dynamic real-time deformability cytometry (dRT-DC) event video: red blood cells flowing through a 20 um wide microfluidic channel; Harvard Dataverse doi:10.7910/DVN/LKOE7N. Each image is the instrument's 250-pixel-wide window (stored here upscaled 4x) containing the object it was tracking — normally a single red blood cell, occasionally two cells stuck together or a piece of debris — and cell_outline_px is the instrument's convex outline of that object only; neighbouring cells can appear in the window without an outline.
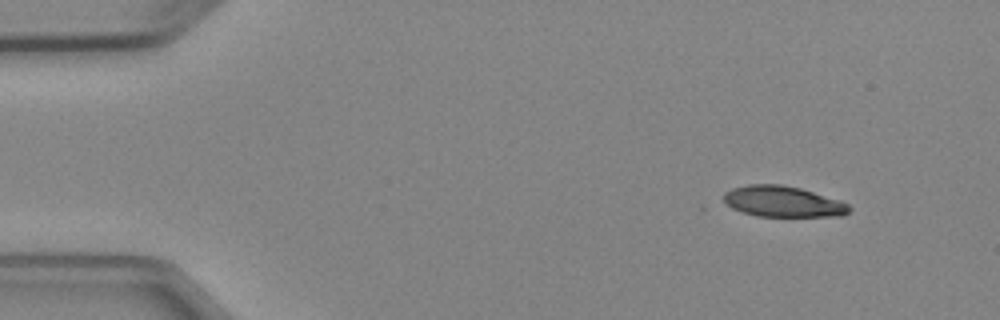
{"species": "Egyptian fruit bat (a non-hibernating species)", "species_latin": "Rousettus aegyptiacus", "temperature_condition": "cold", "stored_images_in_passage": 7, "camera_frame_rate_fps": 3000, "um_per_image_px": 0.085, "animal": {"sex": "female"}, "frame": {"image": 1, "passage_image": 1, "time_ms": 0.0, "image_size_px": [1000, 320], "cell_outline_px": [[852, 208], [848, 212], [840, 216], [756, 216], [732, 208], [724, 200], [724, 192], [732, 188], [748, 184], [780, 184], [800, 188], [840, 200], [848, 204]], "centroid_in_image_um": [66.55, 17.12], "position_along_channel_um": 18.4, "area_um2": 22.48}}
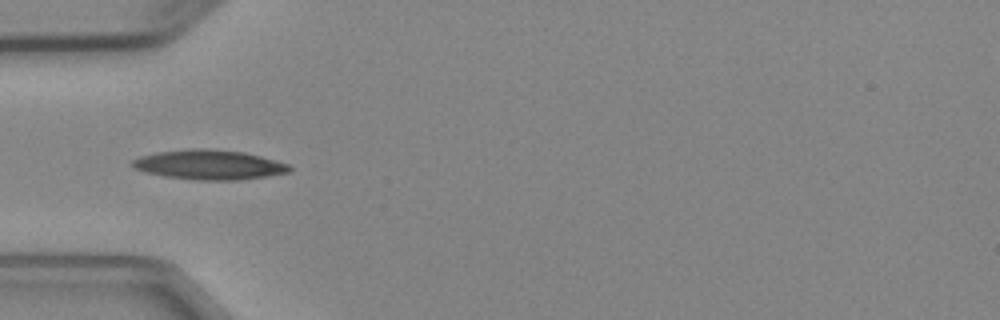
{"frame": {"image": 2, "passage_image": 4, "time_ms": 3.667, "image_size_px": [1000, 320], "cell_outline_px": [[292, 172], [268, 176], [240, 180], [196, 180], [168, 176], [144, 172], [136, 168], [132, 164], [132, 160], [140, 156], [156, 152], [188, 148], [208, 148], [244, 152], [260, 156], [288, 164], [292, 168]], "centroid_in_image_um": [17.81, 13.99], "position_along_channel_um": 67.2, "area_um2": 27.22}}